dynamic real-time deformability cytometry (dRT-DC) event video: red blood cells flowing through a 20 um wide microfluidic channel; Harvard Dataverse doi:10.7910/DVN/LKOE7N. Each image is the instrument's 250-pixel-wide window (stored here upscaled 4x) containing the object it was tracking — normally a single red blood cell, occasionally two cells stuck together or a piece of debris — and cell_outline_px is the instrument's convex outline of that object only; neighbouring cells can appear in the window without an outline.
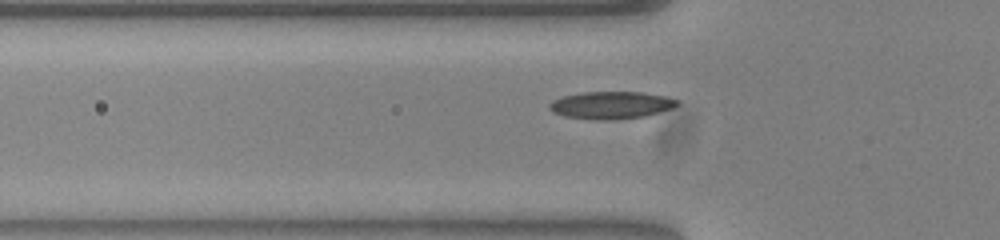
{"species": "common noctule bat (a hibernating species)", "species_latin": "Nyctalus noctula", "temperature_condition": "warm", "stored_images_in_passage": 15, "camera_frame_rate_fps": 3000, "um_per_image_px": 0.085, "animal": {"sex": "female", "body_mass_g": 23.0, "forearm_length_mm": 53.4}, "frame": {"image": 1, "passage_image": 3, "time_ms": 0.667, "image_size_px": [1000, 240], "cell_outline_px": [[680, 104], [672, 108], [644, 116], [612, 120], [596, 120], [564, 116], [552, 112], [548, 108], [548, 104], [552, 100], [564, 96], [584, 92], [640, 92], [664, 96], [676, 100]], "centroid_in_image_um": [51.9, 8.94], "position_along_channel_um": 73.9, "area_um2": 20.29}}
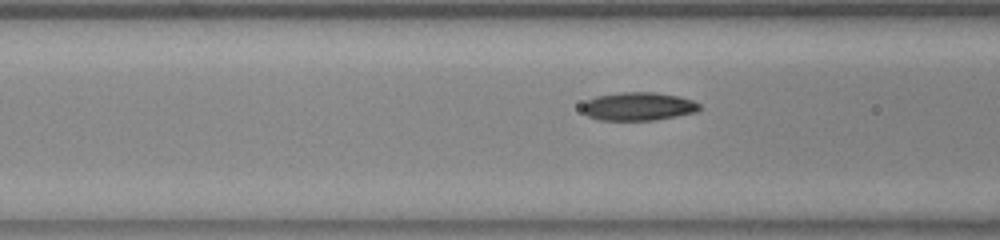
{"frame": {"image": 2, "passage_image": 6, "time_ms": 1.667, "image_size_px": [1000, 240], "cell_outline_px": [[700, 108], [696, 112], [652, 120], [600, 120], [588, 116], [580, 108], [588, 100], [596, 96], [620, 92], [656, 92], [680, 96], [692, 100], [700, 104]], "centroid_in_image_um": [54.25, 9.03], "position_along_channel_um": 112.4, "area_um2": 19.25}}
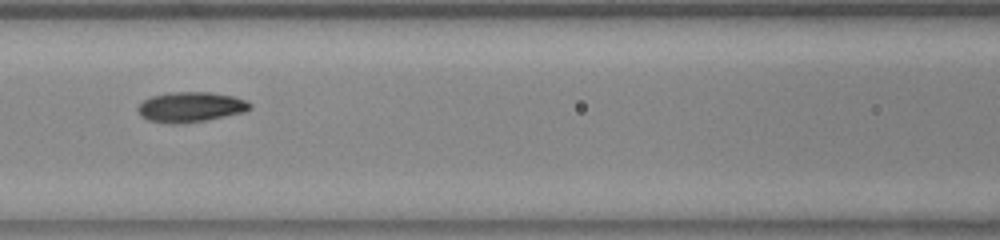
{"frame": {"image": 3, "passage_image": 9, "time_ms": 2.667, "image_size_px": [1000, 240], "cell_outline_px": [[252, 108], [244, 112], [184, 124], [168, 124], [148, 120], [140, 116], [136, 108], [144, 100], [152, 96], [172, 92], [212, 92], [232, 96], [244, 100], [252, 104]], "centroid_in_image_um": [16.17, 9.1], "position_along_channel_um": 150.4, "area_um2": 19.71}}